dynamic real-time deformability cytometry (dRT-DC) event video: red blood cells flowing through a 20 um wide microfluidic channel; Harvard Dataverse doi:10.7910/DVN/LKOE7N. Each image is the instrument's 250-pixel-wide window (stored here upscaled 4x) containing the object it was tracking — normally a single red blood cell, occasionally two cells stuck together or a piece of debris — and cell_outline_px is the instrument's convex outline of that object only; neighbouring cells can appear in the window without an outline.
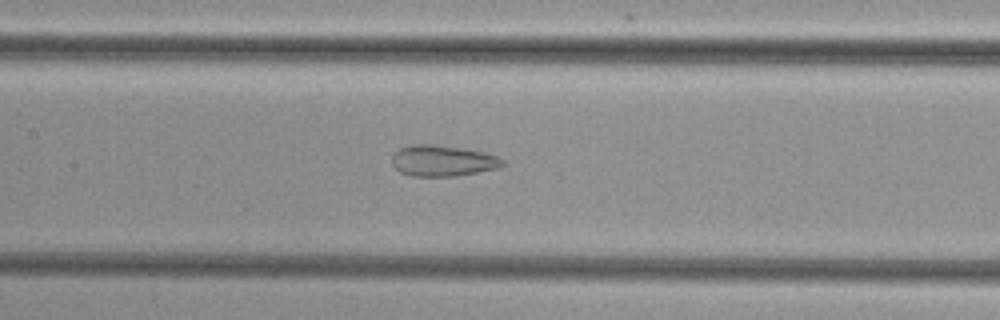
{"species": "common noctule bat (a hibernating species)", "species_latin": "Nyctalus noctula", "temperature_condition": "cold", "stored_images_in_passage": 35, "camera_frame_rate_fps": 3000, "um_per_image_px": 0.085, "animal": {"sex": "female", "body_mass_g": 29.2, "forearm_length_mm": 56.3}, "frame": {"image": 1, "passage_image": 15, "time_ms": 4.667, "image_size_px": [1000, 320], "cell_outline_px": [[504, 164], [500, 168], [456, 176], [412, 176], [400, 172], [392, 164], [392, 152], [400, 148], [412, 144], [432, 144], [464, 148], [484, 152], [496, 156], [504, 160]], "centroid_in_image_um": [37.62, 13.66], "position_along_channel_um": 169.8, "area_um2": 20.17}}
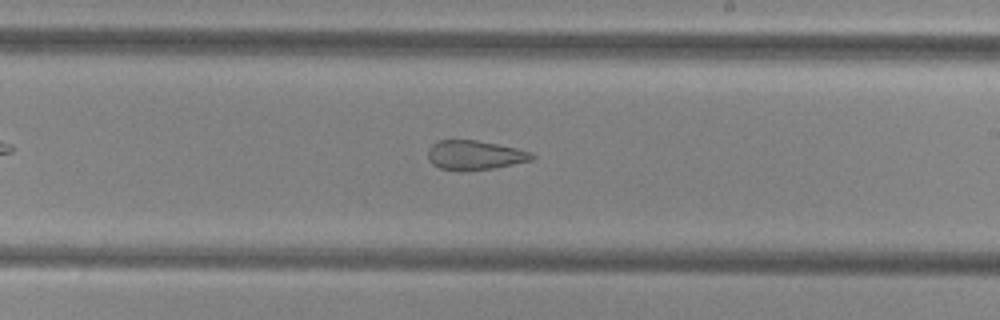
{"frame": {"image": 2, "passage_image": 21, "time_ms": 6.667, "image_size_px": [1000, 320], "cell_outline_px": [[536, 156], [532, 160], [496, 168], [464, 172], [460, 172], [440, 168], [432, 164], [428, 160], [428, 148], [432, 144], [440, 140], [476, 140], [516, 148], [532, 152]], "centroid_in_image_um": [40.34, 13.21], "position_along_channel_um": 248.7, "area_um2": 18.09}}
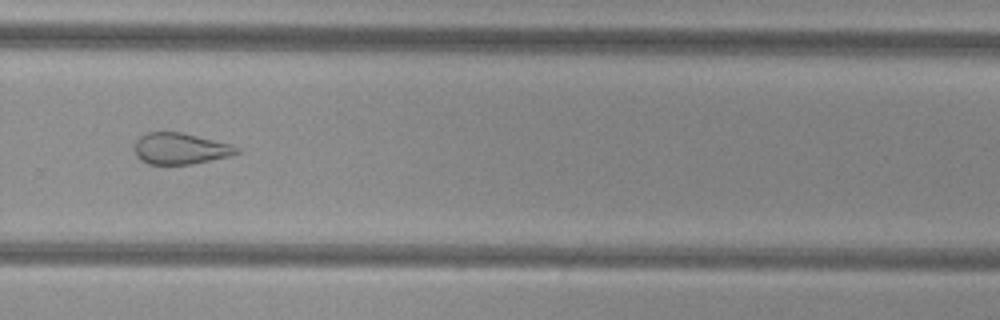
{"frame": {"image": 3, "passage_image": 26, "time_ms": 8.333, "image_size_px": [1000, 320], "cell_outline_px": [[240, 152], [228, 156], [192, 164], [148, 164], [140, 160], [136, 156], [132, 148], [136, 140], [140, 136], [148, 132], [180, 132], [232, 144], [240, 148]], "centroid_in_image_um": [15.29, 12.63], "position_along_channel_um": 314.5, "area_um2": 18.73}}